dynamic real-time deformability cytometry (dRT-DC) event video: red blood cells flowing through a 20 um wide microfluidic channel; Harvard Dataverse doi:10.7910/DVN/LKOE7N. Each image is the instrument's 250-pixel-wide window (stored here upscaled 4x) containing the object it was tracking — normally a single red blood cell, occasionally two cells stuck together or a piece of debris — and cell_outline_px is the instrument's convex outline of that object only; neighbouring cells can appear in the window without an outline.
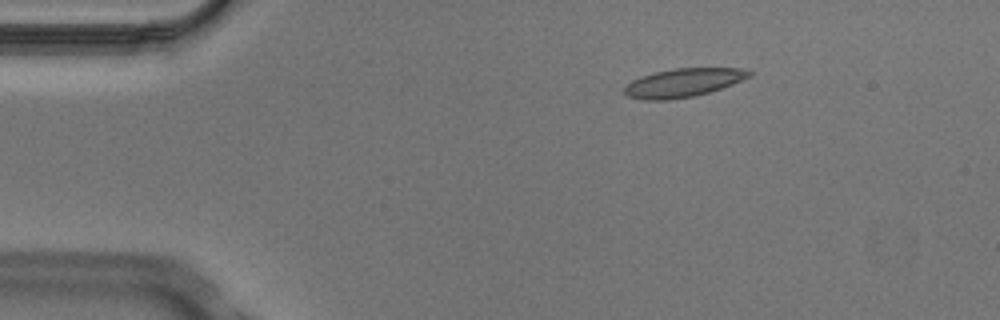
{"species": "Egyptian fruit bat (a non-hibernating species)", "species_latin": "Rousettus aegyptiacus", "temperature_condition": "cold", "stored_images_in_passage": 5, "camera_frame_rate_fps": 3000, "um_per_image_px": 0.085, "animal": {"sex": "male"}, "frame": {"image": 1, "passage_image": 3, "time_ms": 0.667, "image_size_px": [1000, 320], "cell_outline_px": [[752, 76], [732, 84], [708, 92], [692, 96], [668, 100], [644, 100], [628, 96], [624, 92], [624, 88], [632, 80], [640, 76], [656, 72], [676, 68], [740, 68], [752, 72]], "centroid_in_image_um": [58.06, 7.03], "position_along_channel_um": 26.9, "area_um2": 20.52}}
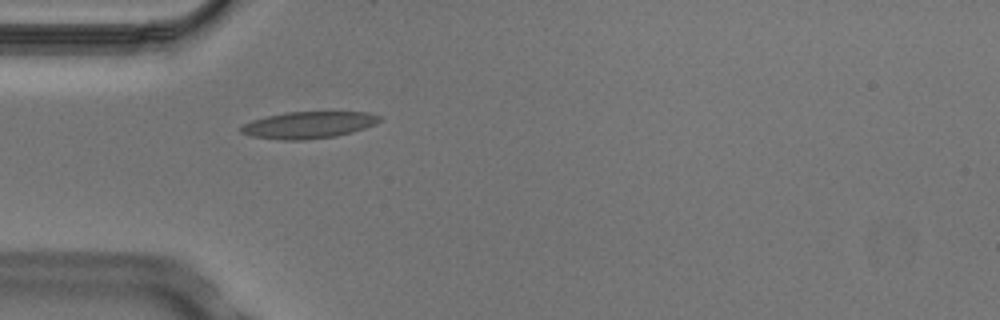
{"frame": {"image": 2, "passage_image": 5, "time_ms": 1.333, "image_size_px": [1000, 320], "cell_outline_px": [[384, 116], [376, 124], [352, 132], [336, 136], [304, 140], [284, 140], [252, 136], [240, 132], [240, 128], [244, 124], [252, 120], [264, 116], [284, 112], [368, 112]], "centroid_in_image_um": [26.24, 10.61], "position_along_channel_um": 58.8, "area_um2": 21.73}}